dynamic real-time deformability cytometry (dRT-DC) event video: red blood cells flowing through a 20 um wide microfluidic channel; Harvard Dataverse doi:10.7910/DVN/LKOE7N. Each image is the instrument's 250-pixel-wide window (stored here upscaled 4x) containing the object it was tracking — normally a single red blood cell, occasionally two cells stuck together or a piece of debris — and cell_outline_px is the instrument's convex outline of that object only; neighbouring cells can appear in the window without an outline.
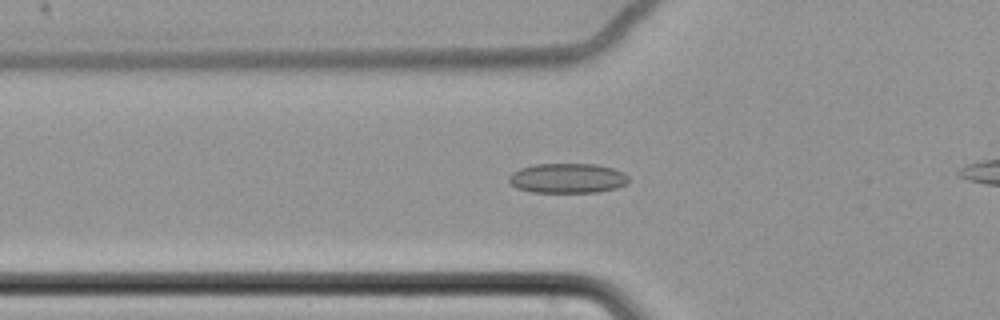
{"species": "common noctule bat (a hibernating species)", "species_latin": "Nyctalus noctula", "temperature_condition": "cold", "stored_images_in_passage": 58, "camera_frame_rate_fps": 3000, "um_per_image_px": 0.085, "animal": {"sex": "female", "body_mass_g": 22.7, "forearm_length_mm": 54.2}, "frame": {"image": 1, "passage_image": 26, "time_ms": 8.333, "image_size_px": [1000, 320], "cell_outline_px": [[628, 184], [616, 188], [596, 192], [532, 192], [516, 188], [508, 184], [508, 176], [512, 172], [520, 168], [536, 164], [596, 164], [612, 168], [624, 172], [628, 176]], "centroid_in_image_um": [48.21, 15.15], "position_along_channel_um": 77.6, "area_um2": 20.98}}
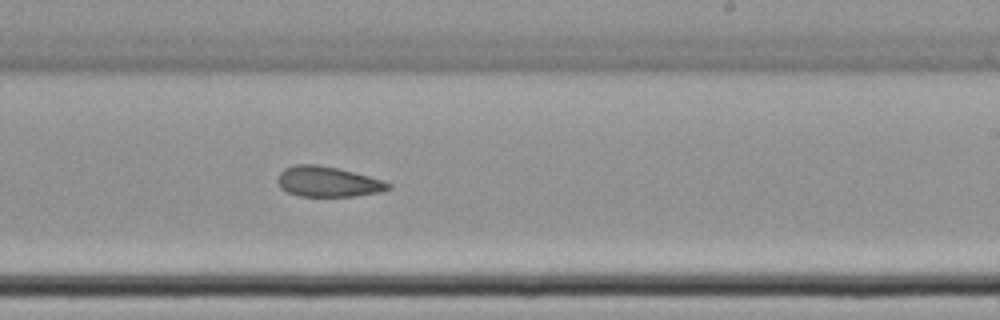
{"frame": {"image": 2, "passage_image": 42, "time_ms": 13.667, "image_size_px": [1000, 320], "cell_outline_px": [[392, 188], [380, 192], [356, 196], [300, 196], [288, 192], [280, 188], [276, 180], [280, 172], [284, 168], [296, 164], [316, 164], [336, 168], [384, 180], [392, 184]], "centroid_in_image_um": [27.86, 15.45], "position_along_channel_um": 261.1, "area_um2": 19.59}}
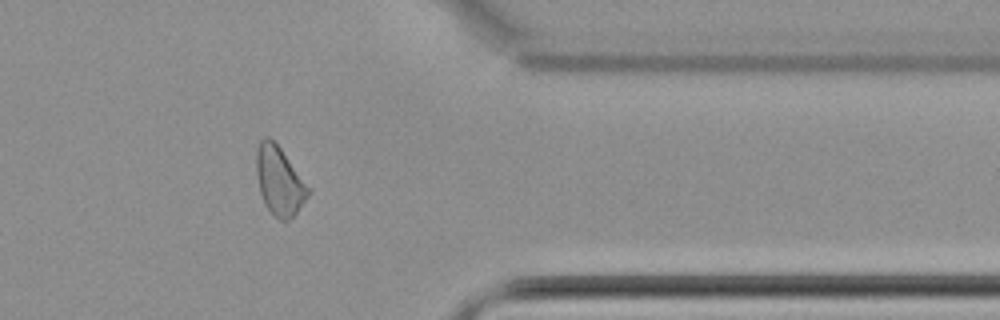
{"frame": {"image": 3, "passage_image": 54, "time_ms": 17.667, "image_size_px": [1000, 320], "cell_outline_px": [[312, 192], [296, 212], [288, 220], [280, 220], [264, 204], [260, 192], [256, 172], [256, 148], [260, 140], [264, 136], [268, 136], [280, 148], [312, 188]], "centroid_in_image_um": [23.76, 15.35], "position_along_channel_um": 387.6, "area_um2": 20.81}}